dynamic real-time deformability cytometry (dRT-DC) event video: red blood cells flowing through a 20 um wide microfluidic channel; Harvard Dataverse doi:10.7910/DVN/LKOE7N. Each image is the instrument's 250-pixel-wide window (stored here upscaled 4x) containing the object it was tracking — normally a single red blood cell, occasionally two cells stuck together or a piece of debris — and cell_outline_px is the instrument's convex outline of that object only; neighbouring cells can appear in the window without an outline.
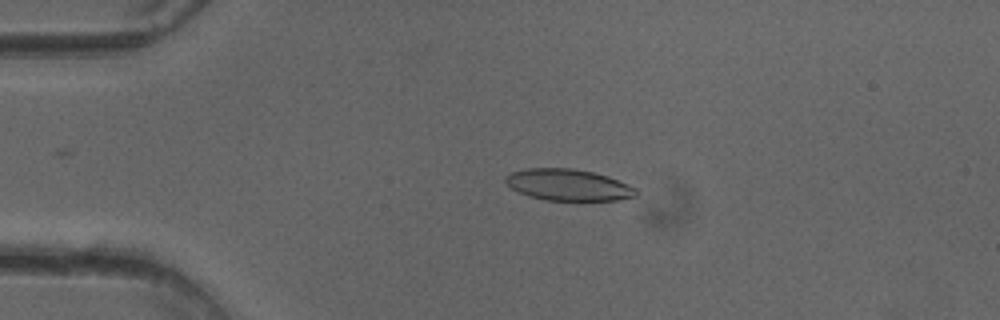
{"species": "common noctule bat (a hibernating species)", "species_latin": "Nyctalus noctula", "temperature_condition": "cold", "stored_images_in_passage": 39, "camera_frame_rate_fps": 3000, "um_per_image_px": 0.085, "animal": {"sex": "female"}, "frame": {"image": 1, "passage_image": 10, "time_ms": 3.0, "image_size_px": [1000, 320], "cell_outline_px": [[636, 196], [616, 200], [544, 200], [528, 196], [512, 188], [504, 180], [504, 176], [512, 172], [528, 168], [572, 168], [592, 172], [608, 176], [628, 184], [636, 188]], "centroid_in_image_um": [48.29, 15.71], "position_along_channel_um": 36.7, "area_um2": 23.81}}
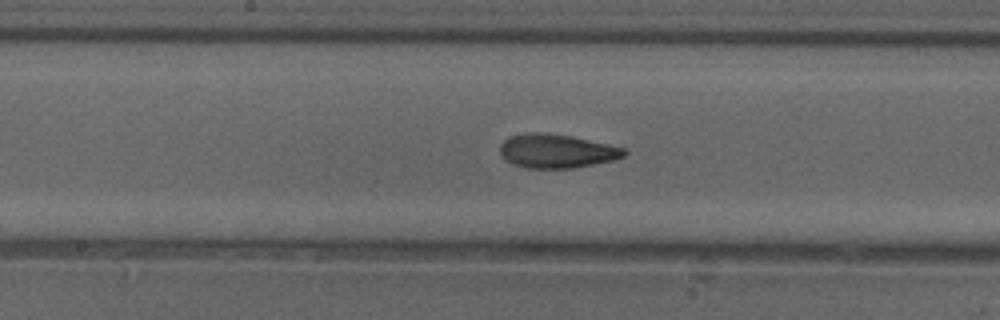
{"frame": {"image": 2, "passage_image": 25, "time_ms": 8.0, "image_size_px": [1000, 320], "cell_outline_px": [[628, 152], [624, 156], [612, 160], [572, 168], [528, 168], [504, 160], [500, 152], [500, 144], [504, 140], [512, 136], [528, 132], [540, 132], [572, 136], [624, 148]], "centroid_in_image_um": [47.29, 12.83], "position_along_channel_um": 200.9, "area_um2": 24.22}}
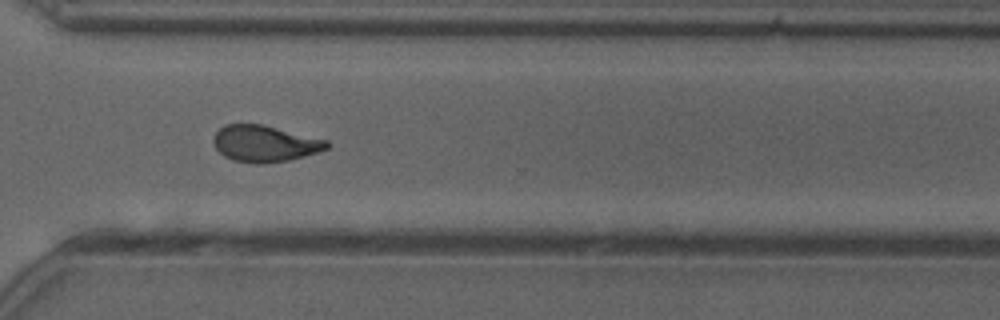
{"frame": {"image": 3, "passage_image": 36, "time_ms": 11.667, "image_size_px": [1000, 320], "cell_outline_px": [[332, 144], [328, 148], [320, 152], [288, 160], [264, 164], [256, 164], [232, 160], [224, 156], [216, 148], [212, 140], [216, 132], [224, 124], [264, 124], [328, 140]], "centroid_in_image_um": [22.53, 12.2], "position_along_channel_um": 348.1, "area_um2": 24.39}, "authors_computed_cell_mechanics": {"area_um2": 24.1604, "velocity_mm_per_s": 4.0349, "shape_relaxation_time_tau1_ms": 5.879, "shape_relaxation_time_tau2_ms": 1.9533, "deformation_change_tau1": 0.1907, "deformation_change_tau2": 0.0855}}